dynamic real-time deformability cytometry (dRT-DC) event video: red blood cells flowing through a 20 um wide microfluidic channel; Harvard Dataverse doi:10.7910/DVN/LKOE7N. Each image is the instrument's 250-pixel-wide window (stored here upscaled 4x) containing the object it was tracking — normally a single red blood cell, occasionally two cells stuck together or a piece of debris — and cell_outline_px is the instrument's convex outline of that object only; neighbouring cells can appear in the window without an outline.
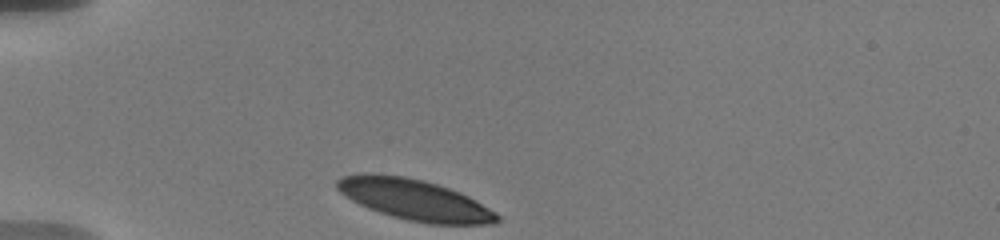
{"species": "human", "species_latin": "Homo sapiens", "temperature_condition": "warm", "stored_images_in_passage": 15, "camera_frame_rate_fps": 3000, "um_per_image_px": 0.085, "donor": {"sex": "male"}, "frame": {"image": 1, "passage_image": 1, "time_ms": 0.0, "image_size_px": [1000, 240], "cell_outline_px": [[500, 220], [496, 224], [428, 224], [408, 220], [392, 216], [368, 208], [344, 196], [336, 188], [336, 180], [344, 176], [360, 172], [372, 172], [404, 176], [424, 180], [460, 192], [468, 196], [496, 212], [500, 216]], "centroid_in_image_um": [35.22, 16.96], "position_along_channel_um": 49.8, "area_um2": 38.32}}
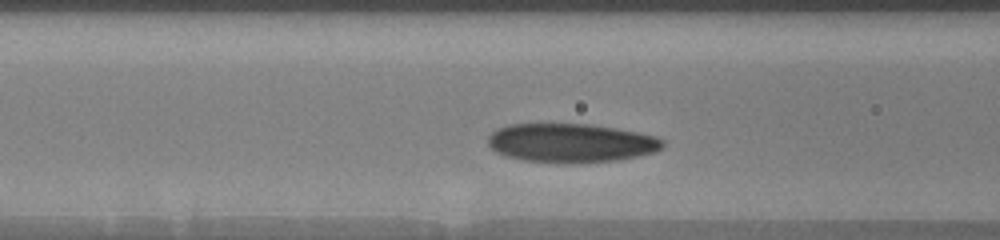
{"frame": {"image": 2, "passage_image": 7, "time_ms": 2.667, "image_size_px": [1000, 240], "cell_outline_px": [[664, 148], [656, 152], [620, 160], [568, 164], [524, 160], [504, 156], [496, 152], [488, 144], [488, 136], [496, 128], [508, 124], [592, 124], [616, 128], [656, 136], [664, 140]], "centroid_in_image_um": [48.54, 12.16], "position_along_channel_um": 118.1, "area_um2": 40.11}}
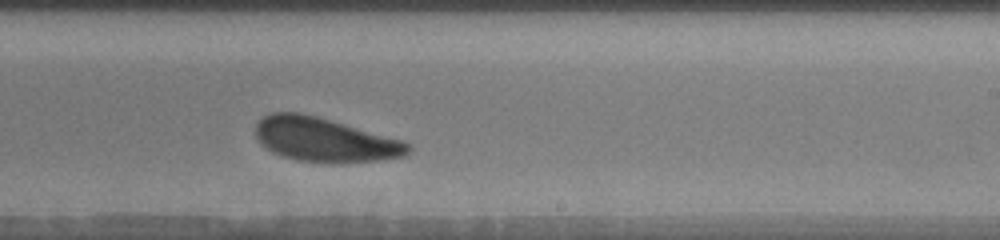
{"frame": {"image": 3, "passage_image": 15, "time_ms": 6.667, "image_size_px": [1000, 240], "cell_outline_px": [[412, 148], [404, 156], [384, 160], [332, 164], [328, 164], [300, 160], [284, 156], [272, 152], [260, 144], [256, 136], [256, 124], [264, 116], [272, 112], [300, 112], [316, 116], [400, 140], [408, 144]], "centroid_in_image_um": [27.57, 11.9], "position_along_channel_um": 261.4, "area_um2": 39.02}}